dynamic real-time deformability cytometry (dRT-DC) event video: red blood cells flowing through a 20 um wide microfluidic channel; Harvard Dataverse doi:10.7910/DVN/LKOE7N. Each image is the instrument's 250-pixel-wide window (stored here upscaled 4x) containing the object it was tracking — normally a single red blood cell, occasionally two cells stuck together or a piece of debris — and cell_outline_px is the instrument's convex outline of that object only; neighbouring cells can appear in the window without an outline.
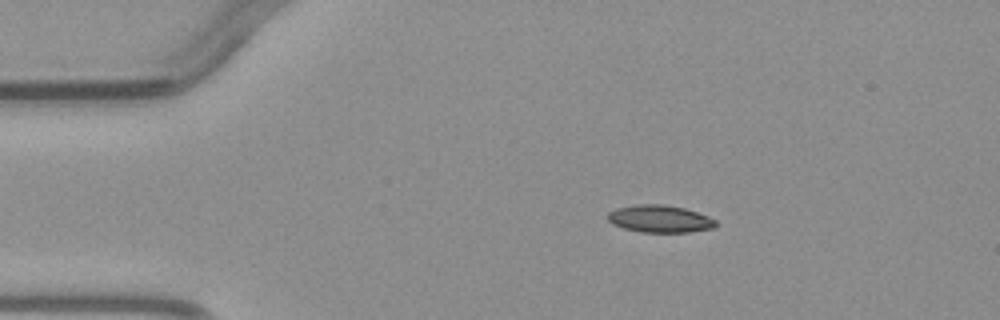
{"species": "common noctule bat (a hibernating species)", "species_latin": "Nyctalus noctula", "temperature_condition": "warm", "stored_images_in_passage": 4, "camera_frame_rate_fps": 3000, "um_per_image_px": 0.085, "animal": {"sex": "male", "body_mass_g": 23.1, "forearm_length_mm": 52.7}, "frame": {"image": 1, "passage_image": 2, "time_ms": 1.333, "image_size_px": [1000, 320], "cell_outline_px": [[716, 224], [712, 228], [688, 232], [640, 232], [624, 228], [612, 224], [608, 220], [608, 212], [616, 208], [636, 204], [664, 204], [684, 208], [708, 216], [716, 220]], "centroid_in_image_um": [56.05, 18.59], "position_along_channel_um": 28.9, "area_um2": 17.17}}
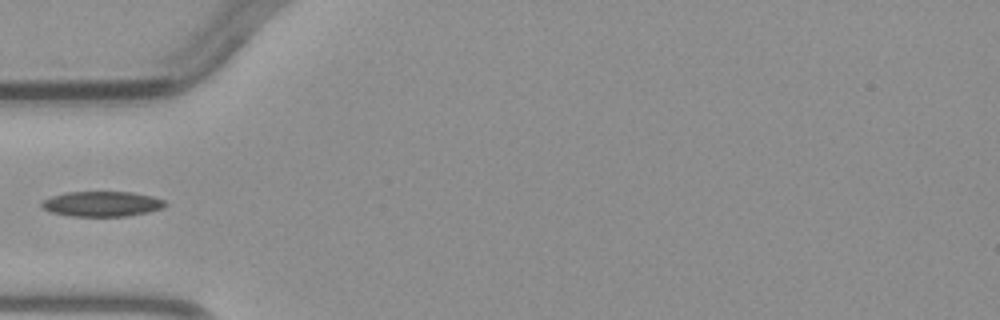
{"frame": {"image": 2, "passage_image": 4, "time_ms": 3.667, "image_size_px": [1000, 320], "cell_outline_px": [[168, 204], [164, 208], [148, 212], [124, 216], [72, 216], [52, 212], [40, 208], [40, 200], [52, 196], [68, 192], [132, 192], [152, 196], [164, 200]], "centroid_in_image_um": [8.65, 17.33], "position_along_channel_um": 76.3, "area_um2": 18.21}}